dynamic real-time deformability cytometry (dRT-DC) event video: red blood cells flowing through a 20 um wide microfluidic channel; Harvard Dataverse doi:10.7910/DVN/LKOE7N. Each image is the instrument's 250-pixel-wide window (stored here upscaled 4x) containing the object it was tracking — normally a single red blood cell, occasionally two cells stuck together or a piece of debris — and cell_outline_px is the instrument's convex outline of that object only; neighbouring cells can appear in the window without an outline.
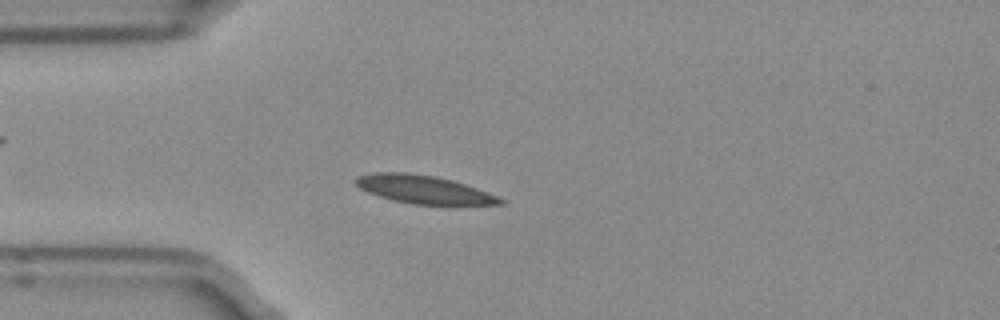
{"species": "Egyptian fruit bat (a non-hibernating species)", "species_latin": "Rousettus aegyptiacus", "temperature_condition": "room temperature", "stored_images_in_passage": 44, "camera_frame_rate_fps": 3000, "um_per_image_px": 0.085, "frame": {"image": 1, "passage_image": 12, "time_ms": 3.667, "image_size_px": [1000, 320], "cell_outline_px": [[508, 204], [412, 204], [392, 200], [368, 192], [360, 188], [356, 184], [356, 180], [360, 176], [372, 172], [408, 172], [436, 176], [452, 180], [488, 192], [508, 200]], "centroid_in_image_um": [36.06, 16.1], "position_along_channel_um": 48.9, "area_um2": 23.58}}
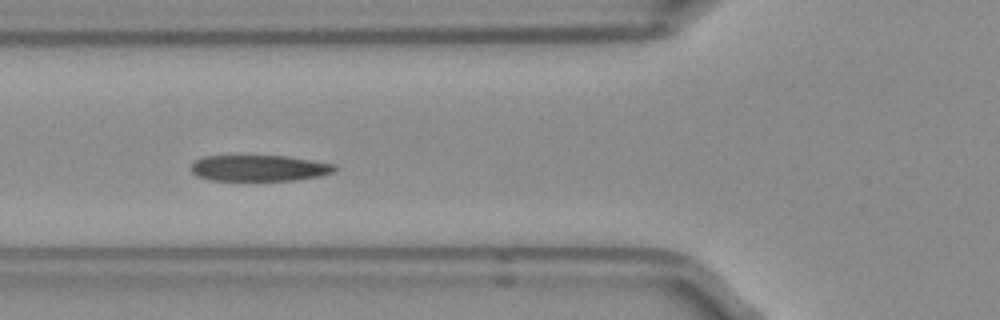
{"frame": {"image": 2, "passage_image": 17, "time_ms": 5.333, "image_size_px": [1000, 320], "cell_outline_px": [[336, 168], [332, 172], [320, 176], [296, 180], [212, 180], [196, 176], [192, 172], [192, 164], [196, 160], [204, 156], [236, 152], [288, 156], [336, 164]], "centroid_in_image_um": [21.97, 14.23], "position_along_channel_um": 103.8, "area_um2": 22.95}}
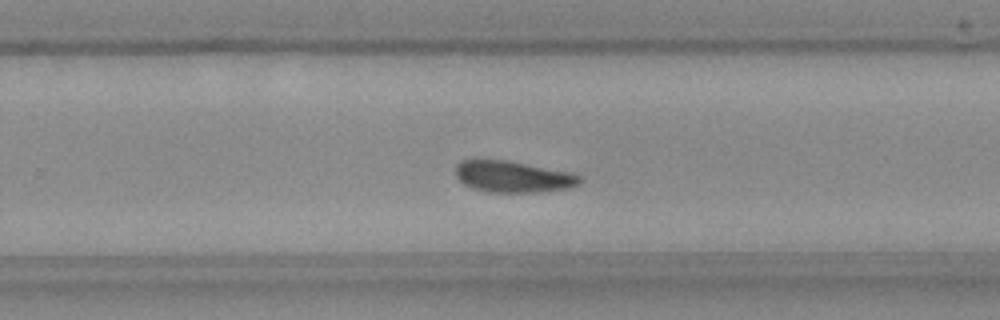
{"frame": {"image": 3, "passage_image": 31, "time_ms": 10.0, "image_size_px": [1000, 320], "cell_outline_px": [[584, 180], [580, 184], [568, 188], [544, 192], [488, 192], [472, 188], [464, 184], [456, 176], [456, 164], [460, 160], [508, 160], [572, 172], [580, 176]], "centroid_in_image_um": [43.65, 15.02], "position_along_channel_um": 286.2, "area_um2": 23.0}, "authors_computed_cell_mechanics": {"area_um2": 22.7732, "velocity_mm_per_s": 3.9104, "shape_relaxation_time_tau1_ms": 4.5543, "shape_relaxation_time_tau2_ms": 3.0872, "deformation_change_tau1": 0.1081, "deformation_change_tau2": 0.0785}}